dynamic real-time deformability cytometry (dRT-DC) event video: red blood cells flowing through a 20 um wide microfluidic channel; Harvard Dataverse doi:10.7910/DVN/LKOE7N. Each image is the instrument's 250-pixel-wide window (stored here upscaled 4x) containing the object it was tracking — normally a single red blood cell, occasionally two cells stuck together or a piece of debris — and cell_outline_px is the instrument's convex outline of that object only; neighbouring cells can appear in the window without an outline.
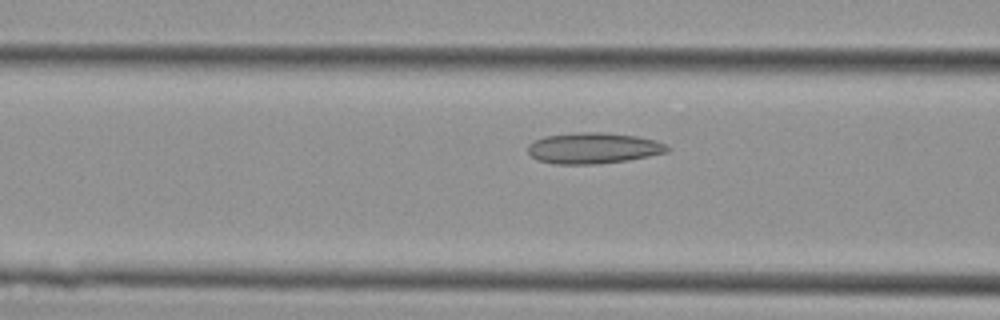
{"species": "Egyptian fruit bat (a non-hibernating species)", "species_latin": "Rousettus aegyptiacus", "temperature_condition": "cold", "stored_images_in_passage": 45, "camera_frame_rate_fps": 3000, "um_per_image_px": 0.085, "animal": {"sex": "female"}, "frame": {"image": 1, "passage_image": 18, "time_ms": 5.667, "image_size_px": [1000, 320], "cell_outline_px": [[672, 148], [668, 152], [628, 160], [596, 164], [556, 164], [536, 160], [528, 152], [528, 144], [544, 136], [576, 132], [604, 132], [636, 136], [656, 140], [668, 144]], "centroid_in_image_um": [50.46, 12.59], "position_along_channel_um": 116.1, "area_um2": 25.37}}
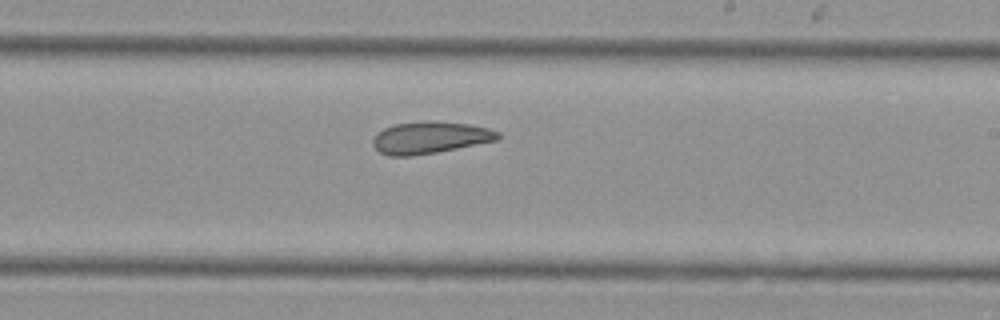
{"frame": {"image": 2, "passage_image": 27, "time_ms": 8.667, "image_size_px": [1000, 320], "cell_outline_px": [[500, 140], [436, 152], [412, 156], [388, 156], [380, 152], [372, 144], [372, 140], [384, 128], [396, 124], [424, 120], [468, 124], [488, 128], [500, 132]], "centroid_in_image_um": [36.58, 11.7], "position_along_channel_um": 252.4, "area_um2": 23.24}}
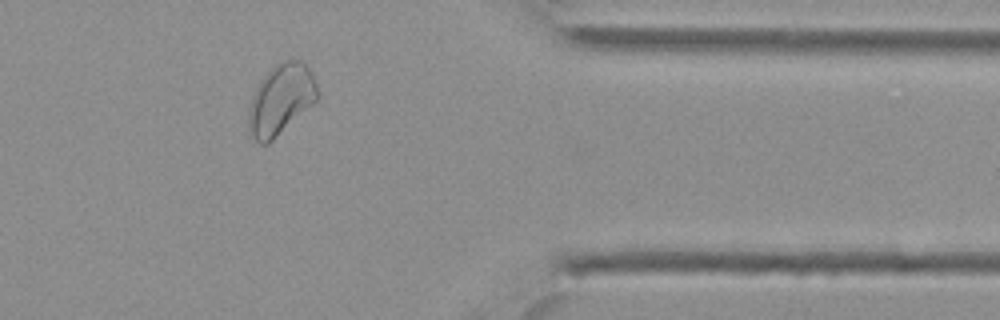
{"frame": {"image": 3, "passage_image": 37, "time_ms": 12.0, "image_size_px": [1000, 320], "cell_outline_px": [[320, 96], [312, 104], [268, 144], [260, 144], [248, 136], [248, 112], [252, 96], [256, 88], [264, 76], [280, 60], [304, 60], [312, 72], [320, 92]], "centroid_in_image_um": [23.87, 8.45], "position_along_channel_um": 387.5, "area_um2": 28.44}}